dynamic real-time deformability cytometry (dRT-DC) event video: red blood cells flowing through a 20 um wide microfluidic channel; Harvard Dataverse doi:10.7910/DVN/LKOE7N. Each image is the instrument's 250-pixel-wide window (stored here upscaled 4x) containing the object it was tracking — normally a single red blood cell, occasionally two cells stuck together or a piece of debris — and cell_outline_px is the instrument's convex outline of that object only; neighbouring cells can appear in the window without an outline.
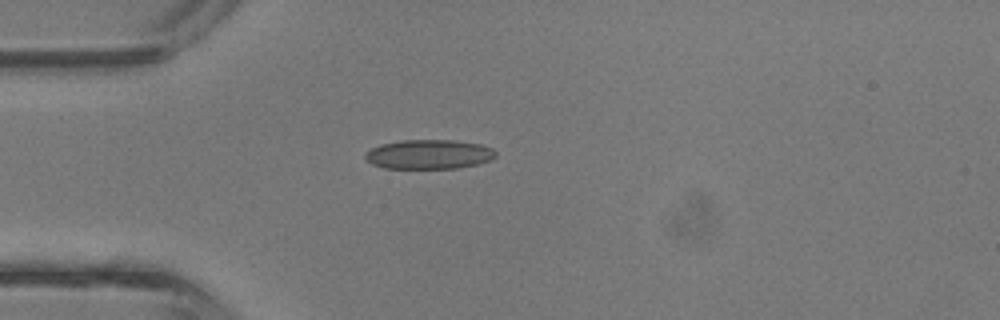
{"species": "common noctule bat (a hibernating species)", "species_latin": "Nyctalus noctula", "temperature_condition": "room temperature", "stored_images_in_passage": 2, "camera_frame_rate_fps": 3000, "um_per_image_px": 0.085, "animal": {"sex": "male", "body_mass_g": 13.3}, "frame": {"image": 1, "passage_image": 2, "time_ms": 0.333, "image_size_px": [1000, 320], "cell_outline_px": [[496, 156], [492, 160], [480, 164], [456, 168], [384, 168], [372, 164], [364, 156], [372, 148], [380, 144], [400, 140], [452, 140], [480, 144], [492, 148], [496, 152]], "centroid_in_image_um": [36.5, 13.12], "position_along_channel_um": 48.5, "area_um2": 22.37}}